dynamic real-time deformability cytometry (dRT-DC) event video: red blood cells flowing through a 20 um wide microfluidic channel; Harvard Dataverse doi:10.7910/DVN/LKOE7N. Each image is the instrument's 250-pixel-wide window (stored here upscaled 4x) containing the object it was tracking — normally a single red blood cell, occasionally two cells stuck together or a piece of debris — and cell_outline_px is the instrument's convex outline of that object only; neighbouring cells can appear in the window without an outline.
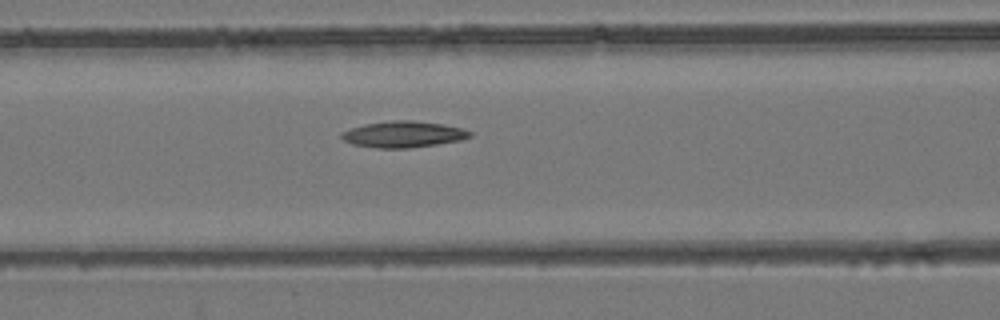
{"species": "common noctule bat (a hibernating species)", "species_latin": "Nyctalus noctula", "temperature_condition": "room temperature", "stored_images_in_passage": 28, "camera_frame_rate_fps": 3000, "um_per_image_px": 0.085, "animal": {"sex": "female", "body_mass_g": 24.6, "forearm_length_mm": 56.2}, "frame": {"image": 1, "passage_image": 23, "time_ms": 7.333, "image_size_px": [1000, 320], "cell_outline_px": [[472, 136], [460, 140], [436, 144], [408, 148], [376, 148], [352, 144], [344, 140], [340, 136], [340, 132], [364, 124], [392, 120], [412, 120], [444, 124], [464, 128], [472, 132]], "centroid_in_image_um": [34.29, 11.41], "position_along_channel_um": 132.3, "area_um2": 19.71}}
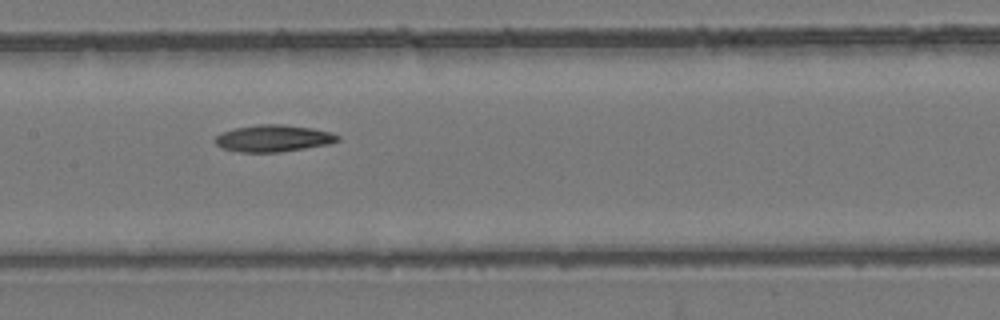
{"frame": {"image": 2, "passage_image": 27, "time_ms": 8.667, "image_size_px": [1000, 320], "cell_outline_px": [[340, 140], [328, 144], [280, 152], [240, 152], [224, 148], [216, 144], [212, 140], [220, 132], [232, 128], [256, 124], [280, 124], [312, 128], [332, 132], [340, 136]], "centroid_in_image_um": [23.2, 11.74], "position_along_channel_um": 184.2, "area_um2": 19.31}}